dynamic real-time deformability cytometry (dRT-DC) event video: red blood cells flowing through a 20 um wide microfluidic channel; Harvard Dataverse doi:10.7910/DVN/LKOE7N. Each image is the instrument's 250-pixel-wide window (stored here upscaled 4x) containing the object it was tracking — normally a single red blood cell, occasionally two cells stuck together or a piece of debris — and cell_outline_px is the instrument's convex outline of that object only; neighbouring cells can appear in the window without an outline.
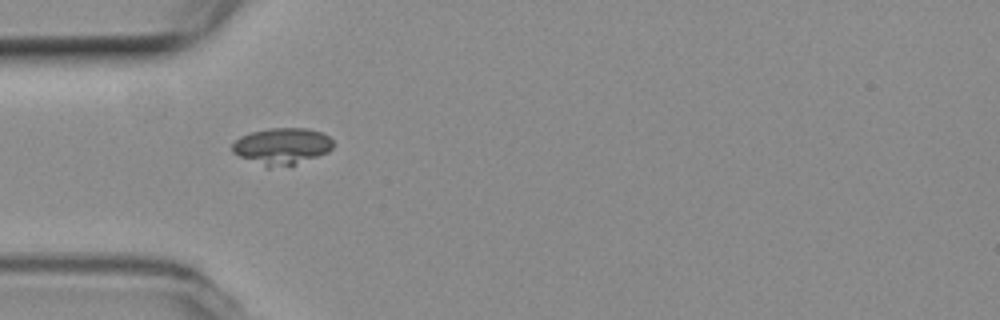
{"species": "common noctule bat (a hibernating species)", "species_latin": "Nyctalus noctula", "temperature_condition": "room temperature", "stored_images_in_passage": 39, "camera_frame_rate_fps": 3000, "um_per_image_px": 0.085, "animal": {"sex": "female", "body_mass_g": 19.3, "forearm_length_mm": 54.1}, "frame": {"image": 1, "passage_image": 1, "time_ms": 0.0, "image_size_px": [1000, 320], "cell_outline_px": [[336, 144], [328, 152], [292, 164], [268, 168], [240, 156], [232, 152], [232, 144], [240, 136], [252, 132], [268, 128], [308, 128], [320, 132], [328, 136]], "centroid_in_image_um": [23.96, 12.4], "position_along_channel_um": 61.0, "area_um2": 21.27}}
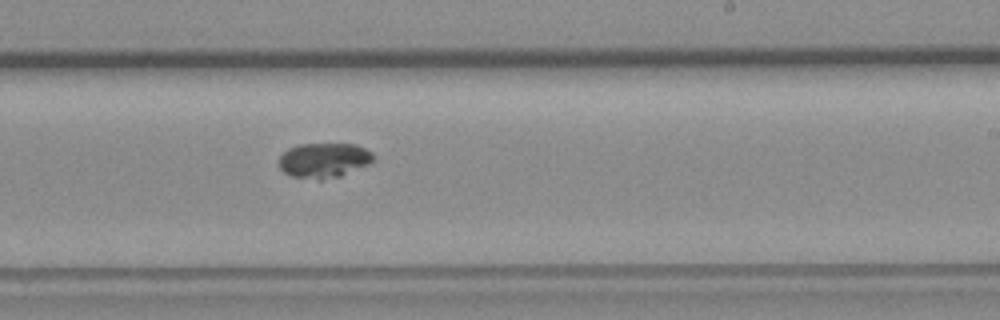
{"frame": {"image": 2, "passage_image": 17, "time_ms": 5.333, "image_size_px": [1000, 320], "cell_outline_px": [[376, 156], [368, 164], [340, 176], [320, 180], [292, 176], [284, 172], [280, 168], [280, 156], [288, 148], [300, 144], [356, 144], [372, 152]], "centroid_in_image_um": [27.54, 13.62], "position_along_channel_um": 261.5, "area_um2": 19.07}}
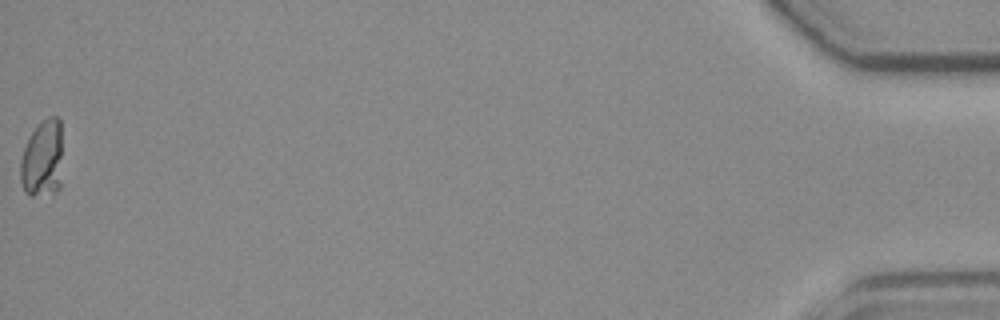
{"frame": {"image": 3, "passage_image": 39, "time_ms": 12.667, "image_size_px": [1000, 320], "cell_outline_px": [[60, 188], [56, 192], [32, 196], [24, 192], [20, 180], [20, 160], [24, 148], [32, 132], [48, 116], [60, 116]], "centroid_in_image_um": [3.58, 13.53], "position_along_channel_um": 431.6, "area_um2": 18.79}}